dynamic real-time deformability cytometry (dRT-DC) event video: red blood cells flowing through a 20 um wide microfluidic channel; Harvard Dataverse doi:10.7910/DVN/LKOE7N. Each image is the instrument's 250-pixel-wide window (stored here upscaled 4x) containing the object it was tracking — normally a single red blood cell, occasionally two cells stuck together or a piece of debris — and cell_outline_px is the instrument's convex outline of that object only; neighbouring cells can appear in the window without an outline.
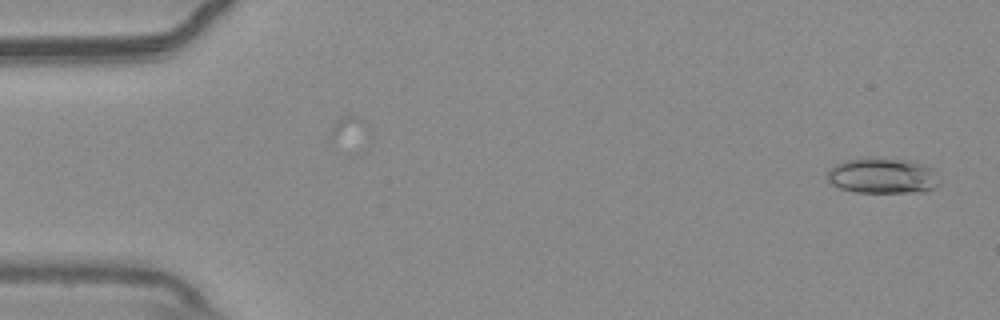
{"species": "common noctule bat (a hibernating species)", "species_latin": "Nyctalus noctula", "temperature_condition": "warm", "stored_images_in_passage": 53, "camera_frame_rate_fps": 3000, "um_per_image_px": 0.085, "animal": {"sex": "male", "body_mass_g": 20.4}, "frame": {"image": 1, "passage_image": 2, "time_ms": 0.333, "image_size_px": [1000, 320], "cell_outline_px": [[940, 184], [924, 192], [856, 192], [840, 188], [832, 184], [828, 180], [828, 168], [844, 160], [868, 156], [916, 160], [936, 168], [940, 180]], "centroid_in_image_um": [75.09, 14.9], "position_along_channel_um": 9.9, "area_um2": 24.16}}
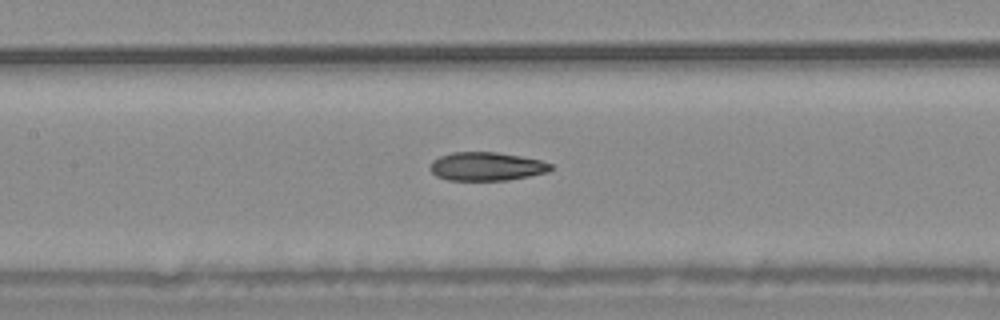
{"frame": {"image": 2, "passage_image": 25, "time_ms": 8.0, "image_size_px": [1000, 320], "cell_outline_px": [[552, 168], [548, 172], [508, 180], [448, 180], [436, 176], [432, 172], [432, 160], [440, 156], [452, 152], [496, 152], [520, 156], [540, 160], [552, 164]], "centroid_in_image_um": [41.36, 14.14], "position_along_channel_um": 166.0, "area_um2": 19.88}}
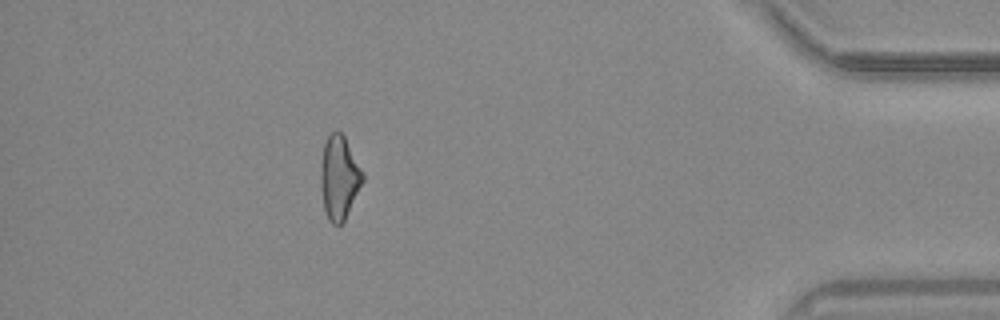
{"frame": {"image": 3, "passage_image": 48, "time_ms": 15.667, "image_size_px": [1000, 320], "cell_outline_px": [[364, 180], [344, 220], [340, 224], [332, 224], [328, 220], [324, 208], [320, 184], [320, 168], [324, 144], [328, 136], [332, 132], [340, 132], [344, 136], [364, 176]], "centroid_in_image_um": [28.81, 15.11], "position_along_channel_um": 406.4, "area_um2": 20.06}, "authors_computed_cell_mechanics": {"area_um2": 20.6924, "velocity_mm_per_s": 3.7717, "shape_relaxation_time_tau1_ms": 7.148, "shape_relaxation_time_tau2_ms": 4.6712, "deformation_change_tau1": 0.149, "deformation_change_tau2": 0.1304}}